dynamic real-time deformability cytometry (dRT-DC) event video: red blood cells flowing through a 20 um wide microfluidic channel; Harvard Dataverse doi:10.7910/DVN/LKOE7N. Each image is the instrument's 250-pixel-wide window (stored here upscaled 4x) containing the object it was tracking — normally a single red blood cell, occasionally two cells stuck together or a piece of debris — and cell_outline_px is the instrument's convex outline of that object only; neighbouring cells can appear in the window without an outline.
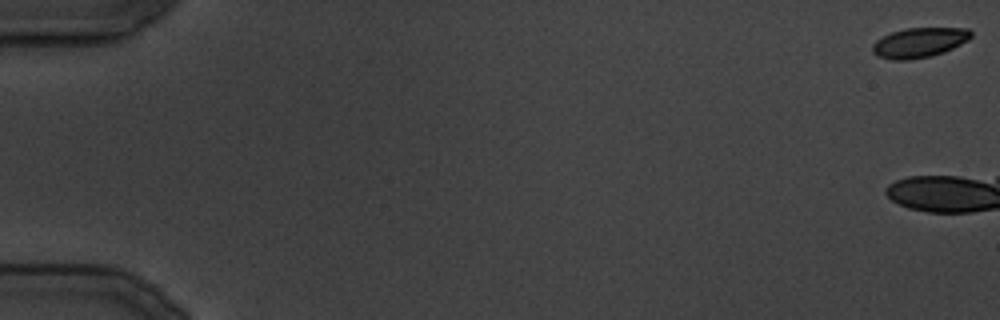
{"species": "common noctule bat (a hibernating species)", "species_latin": "Nyctalus noctula", "temperature_condition": "cold", "stored_images_in_passage": 4, "camera_frame_rate_fps": 3000, "um_per_image_px": 0.085, "animal": {"sex": "male", "body_mass_g": 19.5, "forearm_length_mm": 54.6}, "frame": {"image": 1, "passage_image": 1, "time_ms": 0.0, "image_size_px": [1000, 320], "cell_outline_px": [[972, 36], [968, 40], [944, 52], [932, 56], [908, 60], [892, 60], [876, 56], [872, 52], [872, 44], [876, 40], [892, 32], [904, 28], [968, 28], [972, 32]], "centroid_in_image_um": [78.12, 3.62], "position_along_channel_um": 6.9, "area_um2": 17.22}}